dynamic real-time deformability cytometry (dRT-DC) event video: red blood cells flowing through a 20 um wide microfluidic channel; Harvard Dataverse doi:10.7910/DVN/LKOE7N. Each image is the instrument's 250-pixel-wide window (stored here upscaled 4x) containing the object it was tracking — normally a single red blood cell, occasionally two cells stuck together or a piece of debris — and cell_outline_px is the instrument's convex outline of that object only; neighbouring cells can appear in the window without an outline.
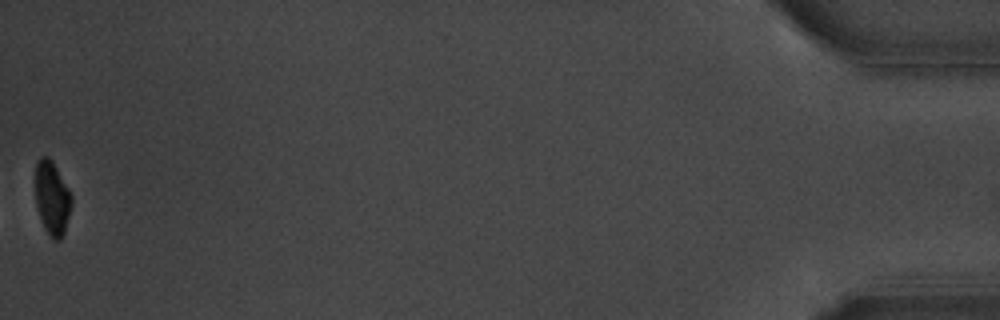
{"species": "common noctule bat (a hibernating species)", "species_latin": "Nyctalus noctula", "temperature_condition": "room temperature", "stored_images_in_passage": 39, "camera_frame_rate_fps": 3000, "um_per_image_px": 0.085, "animal": {"sex": "male", "body_mass_g": 20.1, "forearm_length_mm": 53.5}, "frame": {"image": 1, "passage_image": 39, "time_ms": 12.667, "image_size_px": [1000, 320], "cell_outline_px": [[72, 204], [64, 232], [60, 240], [52, 240], [44, 228], [36, 204], [36, 164], [40, 156], [48, 156], [52, 160], [68, 188], [72, 196]], "centroid_in_image_um": [4.43, 16.84], "position_along_channel_um": 430.8, "area_um2": 15.43}, "authors_computed_cell_mechanics": {"area_um2": 16.762, "velocity_mm_per_s": 3.7136, "shape_relaxation_time_tau1_ms": 1.9658, "shape_relaxation_time_tau2_ms": null, "deformation_change_tau1": 0.1087, "deformation_change_tau2": null}}